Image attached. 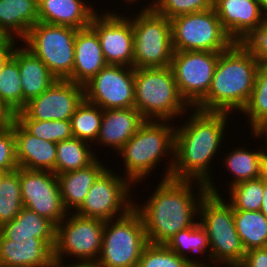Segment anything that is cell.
<instances>
[{
	"label": "cell",
	"instance_id": "1",
	"mask_svg": "<svg viewBox=\"0 0 267 267\" xmlns=\"http://www.w3.org/2000/svg\"><path fill=\"white\" fill-rule=\"evenodd\" d=\"M187 121L175 126L174 163L171 178L199 181L206 184L207 191L220 195L211 176V164L221 149L227 120L231 114L207 112L191 108ZM193 110V112H192Z\"/></svg>",
	"mask_w": 267,
	"mask_h": 267
},
{
	"label": "cell",
	"instance_id": "2",
	"mask_svg": "<svg viewBox=\"0 0 267 267\" xmlns=\"http://www.w3.org/2000/svg\"><path fill=\"white\" fill-rule=\"evenodd\" d=\"M155 188L143 206L133 201L134 208L143 219L148 243L166 244L176 233L197 222L200 201L208 191L202 182L172 178H161Z\"/></svg>",
	"mask_w": 267,
	"mask_h": 267
},
{
	"label": "cell",
	"instance_id": "3",
	"mask_svg": "<svg viewBox=\"0 0 267 267\" xmlns=\"http://www.w3.org/2000/svg\"><path fill=\"white\" fill-rule=\"evenodd\" d=\"M259 64L242 43L234 42L221 52L210 89L194 108L241 114L251 98Z\"/></svg>",
	"mask_w": 267,
	"mask_h": 267
},
{
	"label": "cell",
	"instance_id": "4",
	"mask_svg": "<svg viewBox=\"0 0 267 267\" xmlns=\"http://www.w3.org/2000/svg\"><path fill=\"white\" fill-rule=\"evenodd\" d=\"M171 121L146 120L134 136L118 151L124 159L125 177L134 185L148 178L146 176L165 157L170 158L165 166L163 180L171 178L174 163L175 126ZM172 155V158H171ZM165 156V157H164ZM163 158V159H162ZM165 174V175H164ZM141 180V181H140Z\"/></svg>",
	"mask_w": 267,
	"mask_h": 267
},
{
	"label": "cell",
	"instance_id": "5",
	"mask_svg": "<svg viewBox=\"0 0 267 267\" xmlns=\"http://www.w3.org/2000/svg\"><path fill=\"white\" fill-rule=\"evenodd\" d=\"M134 90V107L145 120L174 122L176 117L190 113L170 66L135 69Z\"/></svg>",
	"mask_w": 267,
	"mask_h": 267
},
{
	"label": "cell",
	"instance_id": "6",
	"mask_svg": "<svg viewBox=\"0 0 267 267\" xmlns=\"http://www.w3.org/2000/svg\"><path fill=\"white\" fill-rule=\"evenodd\" d=\"M222 196L205 194L200 201L198 221L208 235L212 266L238 267L246 251L236 230L233 207Z\"/></svg>",
	"mask_w": 267,
	"mask_h": 267
},
{
	"label": "cell",
	"instance_id": "7",
	"mask_svg": "<svg viewBox=\"0 0 267 267\" xmlns=\"http://www.w3.org/2000/svg\"><path fill=\"white\" fill-rule=\"evenodd\" d=\"M148 244L141 215L133 207L125 215L105 221L99 267H138Z\"/></svg>",
	"mask_w": 267,
	"mask_h": 267
},
{
	"label": "cell",
	"instance_id": "8",
	"mask_svg": "<svg viewBox=\"0 0 267 267\" xmlns=\"http://www.w3.org/2000/svg\"><path fill=\"white\" fill-rule=\"evenodd\" d=\"M144 6L138 14L128 17L133 26V67L135 69L169 67L174 52L171 22L150 7Z\"/></svg>",
	"mask_w": 267,
	"mask_h": 267
},
{
	"label": "cell",
	"instance_id": "9",
	"mask_svg": "<svg viewBox=\"0 0 267 267\" xmlns=\"http://www.w3.org/2000/svg\"><path fill=\"white\" fill-rule=\"evenodd\" d=\"M77 30L38 22L21 41L26 44L25 48L45 63L57 80H68L73 72Z\"/></svg>",
	"mask_w": 267,
	"mask_h": 267
},
{
	"label": "cell",
	"instance_id": "10",
	"mask_svg": "<svg viewBox=\"0 0 267 267\" xmlns=\"http://www.w3.org/2000/svg\"><path fill=\"white\" fill-rule=\"evenodd\" d=\"M173 51L223 52L234 41L213 8L170 19Z\"/></svg>",
	"mask_w": 267,
	"mask_h": 267
},
{
	"label": "cell",
	"instance_id": "11",
	"mask_svg": "<svg viewBox=\"0 0 267 267\" xmlns=\"http://www.w3.org/2000/svg\"><path fill=\"white\" fill-rule=\"evenodd\" d=\"M104 226L103 220L69 212L56 226L55 263H63V259L69 256L76 259L75 263H96L101 252Z\"/></svg>",
	"mask_w": 267,
	"mask_h": 267
},
{
	"label": "cell",
	"instance_id": "12",
	"mask_svg": "<svg viewBox=\"0 0 267 267\" xmlns=\"http://www.w3.org/2000/svg\"><path fill=\"white\" fill-rule=\"evenodd\" d=\"M120 175L107 167L94 181L85 201L75 213L82 217L109 221L131 210L134 202L131 201L133 198L130 193L135 185L123 174Z\"/></svg>",
	"mask_w": 267,
	"mask_h": 267
},
{
	"label": "cell",
	"instance_id": "13",
	"mask_svg": "<svg viewBox=\"0 0 267 267\" xmlns=\"http://www.w3.org/2000/svg\"><path fill=\"white\" fill-rule=\"evenodd\" d=\"M221 52L174 51L170 67L178 91L194 108L208 93Z\"/></svg>",
	"mask_w": 267,
	"mask_h": 267
},
{
	"label": "cell",
	"instance_id": "14",
	"mask_svg": "<svg viewBox=\"0 0 267 267\" xmlns=\"http://www.w3.org/2000/svg\"><path fill=\"white\" fill-rule=\"evenodd\" d=\"M135 68L107 65L84 85L85 99L103 110L134 107Z\"/></svg>",
	"mask_w": 267,
	"mask_h": 267
},
{
	"label": "cell",
	"instance_id": "15",
	"mask_svg": "<svg viewBox=\"0 0 267 267\" xmlns=\"http://www.w3.org/2000/svg\"><path fill=\"white\" fill-rule=\"evenodd\" d=\"M23 206L57 226L68 214L64 208L57 175L51 171L18 167Z\"/></svg>",
	"mask_w": 267,
	"mask_h": 267
},
{
	"label": "cell",
	"instance_id": "16",
	"mask_svg": "<svg viewBox=\"0 0 267 267\" xmlns=\"http://www.w3.org/2000/svg\"><path fill=\"white\" fill-rule=\"evenodd\" d=\"M103 11H107L104 12ZM98 12L90 23L97 33L108 65L133 67L134 37L132 21L116 11ZM100 14V15H99Z\"/></svg>",
	"mask_w": 267,
	"mask_h": 267
},
{
	"label": "cell",
	"instance_id": "17",
	"mask_svg": "<svg viewBox=\"0 0 267 267\" xmlns=\"http://www.w3.org/2000/svg\"><path fill=\"white\" fill-rule=\"evenodd\" d=\"M84 98L83 85L69 80H56L40 96L29 100L22 111L35 120H70Z\"/></svg>",
	"mask_w": 267,
	"mask_h": 267
},
{
	"label": "cell",
	"instance_id": "18",
	"mask_svg": "<svg viewBox=\"0 0 267 267\" xmlns=\"http://www.w3.org/2000/svg\"><path fill=\"white\" fill-rule=\"evenodd\" d=\"M213 7L234 42L241 43L263 23L259 0H214Z\"/></svg>",
	"mask_w": 267,
	"mask_h": 267
},
{
	"label": "cell",
	"instance_id": "19",
	"mask_svg": "<svg viewBox=\"0 0 267 267\" xmlns=\"http://www.w3.org/2000/svg\"><path fill=\"white\" fill-rule=\"evenodd\" d=\"M13 132L16 160L20 168L51 171L56 174L57 143L29 134L15 119Z\"/></svg>",
	"mask_w": 267,
	"mask_h": 267
},
{
	"label": "cell",
	"instance_id": "20",
	"mask_svg": "<svg viewBox=\"0 0 267 267\" xmlns=\"http://www.w3.org/2000/svg\"><path fill=\"white\" fill-rule=\"evenodd\" d=\"M54 266V248L44 239L17 242L0 234V267Z\"/></svg>",
	"mask_w": 267,
	"mask_h": 267
},
{
	"label": "cell",
	"instance_id": "21",
	"mask_svg": "<svg viewBox=\"0 0 267 267\" xmlns=\"http://www.w3.org/2000/svg\"><path fill=\"white\" fill-rule=\"evenodd\" d=\"M145 121L135 107L104 110L95 145L116 149L118 153Z\"/></svg>",
	"mask_w": 267,
	"mask_h": 267
},
{
	"label": "cell",
	"instance_id": "22",
	"mask_svg": "<svg viewBox=\"0 0 267 267\" xmlns=\"http://www.w3.org/2000/svg\"><path fill=\"white\" fill-rule=\"evenodd\" d=\"M107 65L97 33L90 26L78 29L73 72L68 80L84 86Z\"/></svg>",
	"mask_w": 267,
	"mask_h": 267
},
{
	"label": "cell",
	"instance_id": "23",
	"mask_svg": "<svg viewBox=\"0 0 267 267\" xmlns=\"http://www.w3.org/2000/svg\"><path fill=\"white\" fill-rule=\"evenodd\" d=\"M87 3L84 0H38L39 22L75 29L86 28L99 12Z\"/></svg>",
	"mask_w": 267,
	"mask_h": 267
},
{
	"label": "cell",
	"instance_id": "24",
	"mask_svg": "<svg viewBox=\"0 0 267 267\" xmlns=\"http://www.w3.org/2000/svg\"><path fill=\"white\" fill-rule=\"evenodd\" d=\"M21 47L20 44V47L14 48L13 57L18 62L24 108L29 100L40 96L57 79L50 73L43 61L33 55L24 45Z\"/></svg>",
	"mask_w": 267,
	"mask_h": 267
},
{
	"label": "cell",
	"instance_id": "25",
	"mask_svg": "<svg viewBox=\"0 0 267 267\" xmlns=\"http://www.w3.org/2000/svg\"><path fill=\"white\" fill-rule=\"evenodd\" d=\"M0 234L6 239L17 242L38 238L44 239L53 248L56 244V226L26 207H23L11 222L0 226Z\"/></svg>",
	"mask_w": 267,
	"mask_h": 267
},
{
	"label": "cell",
	"instance_id": "26",
	"mask_svg": "<svg viewBox=\"0 0 267 267\" xmlns=\"http://www.w3.org/2000/svg\"><path fill=\"white\" fill-rule=\"evenodd\" d=\"M102 162L97 158L85 168L57 175L62 202L68 212L76 211L85 201L94 181L107 168Z\"/></svg>",
	"mask_w": 267,
	"mask_h": 267
},
{
	"label": "cell",
	"instance_id": "27",
	"mask_svg": "<svg viewBox=\"0 0 267 267\" xmlns=\"http://www.w3.org/2000/svg\"><path fill=\"white\" fill-rule=\"evenodd\" d=\"M38 22V0H0V26L16 40Z\"/></svg>",
	"mask_w": 267,
	"mask_h": 267
},
{
	"label": "cell",
	"instance_id": "28",
	"mask_svg": "<svg viewBox=\"0 0 267 267\" xmlns=\"http://www.w3.org/2000/svg\"><path fill=\"white\" fill-rule=\"evenodd\" d=\"M223 164L232 174V182L228 187H232L240 182L257 179L267 171V162L264 152L261 149L250 151L247 147L238 146L230 153L228 152L223 159ZM235 178V179H234Z\"/></svg>",
	"mask_w": 267,
	"mask_h": 267
},
{
	"label": "cell",
	"instance_id": "29",
	"mask_svg": "<svg viewBox=\"0 0 267 267\" xmlns=\"http://www.w3.org/2000/svg\"><path fill=\"white\" fill-rule=\"evenodd\" d=\"M165 245L180 257L190 261L195 267H209L210 265L209 239L206 230L201 226L199 221H197L193 226L176 233L167 241ZM187 252H193L196 255L204 254V256L208 254L207 256H205V259L207 260L208 258L209 264H207L206 262L204 263L199 257L197 258L200 262L197 258H191V256H189Z\"/></svg>",
	"mask_w": 267,
	"mask_h": 267
},
{
	"label": "cell",
	"instance_id": "30",
	"mask_svg": "<svg viewBox=\"0 0 267 267\" xmlns=\"http://www.w3.org/2000/svg\"><path fill=\"white\" fill-rule=\"evenodd\" d=\"M233 216L245 251L267 247V217L261 211L233 210Z\"/></svg>",
	"mask_w": 267,
	"mask_h": 267
},
{
	"label": "cell",
	"instance_id": "31",
	"mask_svg": "<svg viewBox=\"0 0 267 267\" xmlns=\"http://www.w3.org/2000/svg\"><path fill=\"white\" fill-rule=\"evenodd\" d=\"M91 144L71 138L57 143L56 175L85 168L98 157Z\"/></svg>",
	"mask_w": 267,
	"mask_h": 267
},
{
	"label": "cell",
	"instance_id": "32",
	"mask_svg": "<svg viewBox=\"0 0 267 267\" xmlns=\"http://www.w3.org/2000/svg\"><path fill=\"white\" fill-rule=\"evenodd\" d=\"M104 110L85 98L70 118L74 138L88 143L96 142Z\"/></svg>",
	"mask_w": 267,
	"mask_h": 267
},
{
	"label": "cell",
	"instance_id": "33",
	"mask_svg": "<svg viewBox=\"0 0 267 267\" xmlns=\"http://www.w3.org/2000/svg\"><path fill=\"white\" fill-rule=\"evenodd\" d=\"M15 120L31 135L59 143L74 138L70 120L42 121L29 118L22 110L15 113Z\"/></svg>",
	"mask_w": 267,
	"mask_h": 267
},
{
	"label": "cell",
	"instance_id": "34",
	"mask_svg": "<svg viewBox=\"0 0 267 267\" xmlns=\"http://www.w3.org/2000/svg\"><path fill=\"white\" fill-rule=\"evenodd\" d=\"M18 168L0 179V226L11 222L23 208Z\"/></svg>",
	"mask_w": 267,
	"mask_h": 267
},
{
	"label": "cell",
	"instance_id": "35",
	"mask_svg": "<svg viewBox=\"0 0 267 267\" xmlns=\"http://www.w3.org/2000/svg\"><path fill=\"white\" fill-rule=\"evenodd\" d=\"M0 101L12 112L23 109V91L17 60L12 57L0 74Z\"/></svg>",
	"mask_w": 267,
	"mask_h": 267
},
{
	"label": "cell",
	"instance_id": "36",
	"mask_svg": "<svg viewBox=\"0 0 267 267\" xmlns=\"http://www.w3.org/2000/svg\"><path fill=\"white\" fill-rule=\"evenodd\" d=\"M242 113L251 130L267 120V63L259 64L251 98Z\"/></svg>",
	"mask_w": 267,
	"mask_h": 267
},
{
	"label": "cell",
	"instance_id": "37",
	"mask_svg": "<svg viewBox=\"0 0 267 267\" xmlns=\"http://www.w3.org/2000/svg\"><path fill=\"white\" fill-rule=\"evenodd\" d=\"M228 202L233 210L260 211L263 202V176L229 187Z\"/></svg>",
	"mask_w": 267,
	"mask_h": 267
},
{
	"label": "cell",
	"instance_id": "38",
	"mask_svg": "<svg viewBox=\"0 0 267 267\" xmlns=\"http://www.w3.org/2000/svg\"><path fill=\"white\" fill-rule=\"evenodd\" d=\"M138 267H195L190 261L171 251L165 244L148 243L140 256Z\"/></svg>",
	"mask_w": 267,
	"mask_h": 267
},
{
	"label": "cell",
	"instance_id": "39",
	"mask_svg": "<svg viewBox=\"0 0 267 267\" xmlns=\"http://www.w3.org/2000/svg\"><path fill=\"white\" fill-rule=\"evenodd\" d=\"M214 0H155L149 7L166 18L202 12L213 8Z\"/></svg>",
	"mask_w": 267,
	"mask_h": 267
},
{
	"label": "cell",
	"instance_id": "40",
	"mask_svg": "<svg viewBox=\"0 0 267 267\" xmlns=\"http://www.w3.org/2000/svg\"><path fill=\"white\" fill-rule=\"evenodd\" d=\"M18 167L12 122L10 127L0 130V170L8 173Z\"/></svg>",
	"mask_w": 267,
	"mask_h": 267
},
{
	"label": "cell",
	"instance_id": "41",
	"mask_svg": "<svg viewBox=\"0 0 267 267\" xmlns=\"http://www.w3.org/2000/svg\"><path fill=\"white\" fill-rule=\"evenodd\" d=\"M259 63H267V20L241 42Z\"/></svg>",
	"mask_w": 267,
	"mask_h": 267
},
{
	"label": "cell",
	"instance_id": "42",
	"mask_svg": "<svg viewBox=\"0 0 267 267\" xmlns=\"http://www.w3.org/2000/svg\"><path fill=\"white\" fill-rule=\"evenodd\" d=\"M238 267H267V247L246 251L244 259Z\"/></svg>",
	"mask_w": 267,
	"mask_h": 267
},
{
	"label": "cell",
	"instance_id": "43",
	"mask_svg": "<svg viewBox=\"0 0 267 267\" xmlns=\"http://www.w3.org/2000/svg\"><path fill=\"white\" fill-rule=\"evenodd\" d=\"M14 119L15 113L0 101V130L10 127Z\"/></svg>",
	"mask_w": 267,
	"mask_h": 267
},
{
	"label": "cell",
	"instance_id": "44",
	"mask_svg": "<svg viewBox=\"0 0 267 267\" xmlns=\"http://www.w3.org/2000/svg\"><path fill=\"white\" fill-rule=\"evenodd\" d=\"M251 134L255 138H265V148L263 147L262 151L264 152V156L267 162V120L261 122L259 125H257L255 128L251 130ZM261 136V137H260ZM266 136V137H264Z\"/></svg>",
	"mask_w": 267,
	"mask_h": 267
},
{
	"label": "cell",
	"instance_id": "45",
	"mask_svg": "<svg viewBox=\"0 0 267 267\" xmlns=\"http://www.w3.org/2000/svg\"><path fill=\"white\" fill-rule=\"evenodd\" d=\"M16 44H18L17 40L8 49H0V74L6 63L13 57L14 48L18 46Z\"/></svg>",
	"mask_w": 267,
	"mask_h": 267
},
{
	"label": "cell",
	"instance_id": "46",
	"mask_svg": "<svg viewBox=\"0 0 267 267\" xmlns=\"http://www.w3.org/2000/svg\"><path fill=\"white\" fill-rule=\"evenodd\" d=\"M16 39L0 26V49H8Z\"/></svg>",
	"mask_w": 267,
	"mask_h": 267
},
{
	"label": "cell",
	"instance_id": "47",
	"mask_svg": "<svg viewBox=\"0 0 267 267\" xmlns=\"http://www.w3.org/2000/svg\"><path fill=\"white\" fill-rule=\"evenodd\" d=\"M260 211L267 217V171L263 174V202Z\"/></svg>",
	"mask_w": 267,
	"mask_h": 267
},
{
	"label": "cell",
	"instance_id": "48",
	"mask_svg": "<svg viewBox=\"0 0 267 267\" xmlns=\"http://www.w3.org/2000/svg\"><path fill=\"white\" fill-rule=\"evenodd\" d=\"M66 262L64 263H55L54 267H99L96 263H75L74 261L72 264L68 263L65 265Z\"/></svg>",
	"mask_w": 267,
	"mask_h": 267
},
{
	"label": "cell",
	"instance_id": "49",
	"mask_svg": "<svg viewBox=\"0 0 267 267\" xmlns=\"http://www.w3.org/2000/svg\"><path fill=\"white\" fill-rule=\"evenodd\" d=\"M260 1V10L263 17V20H267V0Z\"/></svg>",
	"mask_w": 267,
	"mask_h": 267
},
{
	"label": "cell",
	"instance_id": "50",
	"mask_svg": "<svg viewBox=\"0 0 267 267\" xmlns=\"http://www.w3.org/2000/svg\"><path fill=\"white\" fill-rule=\"evenodd\" d=\"M123 1H125V0H123ZM136 1L138 2L139 0H126L125 2H127V4L130 3V5H131V4H134ZM140 1H141V0H140ZM151 1H152V2H149L148 4L145 3V5H146L147 7H149L155 0H151Z\"/></svg>",
	"mask_w": 267,
	"mask_h": 267
},
{
	"label": "cell",
	"instance_id": "51",
	"mask_svg": "<svg viewBox=\"0 0 267 267\" xmlns=\"http://www.w3.org/2000/svg\"><path fill=\"white\" fill-rule=\"evenodd\" d=\"M4 173H5V172H3V171L0 170V179H1V177L3 176Z\"/></svg>",
	"mask_w": 267,
	"mask_h": 267
}]
</instances>
